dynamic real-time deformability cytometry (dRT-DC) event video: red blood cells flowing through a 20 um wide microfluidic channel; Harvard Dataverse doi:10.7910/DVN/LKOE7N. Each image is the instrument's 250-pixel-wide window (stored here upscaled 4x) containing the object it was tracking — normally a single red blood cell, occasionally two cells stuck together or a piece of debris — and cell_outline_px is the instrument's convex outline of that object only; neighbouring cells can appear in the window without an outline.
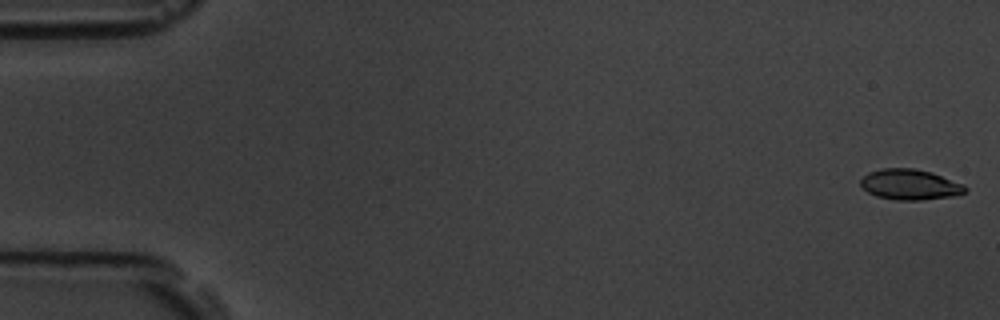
{"species": "common noctule bat (a hibernating species)", "species_latin": "Nyctalus noctula", "temperature_condition": "room temperature", "stored_images_in_passage": 8, "camera_frame_rate_fps": 3000, "um_per_image_px": 0.085, "animal": {"sex": "male", "body_mass_g": 19.5, "forearm_length_mm": 54.6}, "frame": {"image": 1, "passage_image": 1, "time_ms": 0.0, "image_size_px": [1000, 320], "cell_outline_px": [[968, 188], [964, 192], [956, 196], [920, 200], [896, 200], [876, 196], [868, 192], [860, 184], [860, 180], [868, 172], [884, 168], [912, 168], [932, 172], [964, 184]], "centroid_in_image_um": [77.36, 15.69], "position_along_channel_um": 7.6, "area_um2": 18.67}}
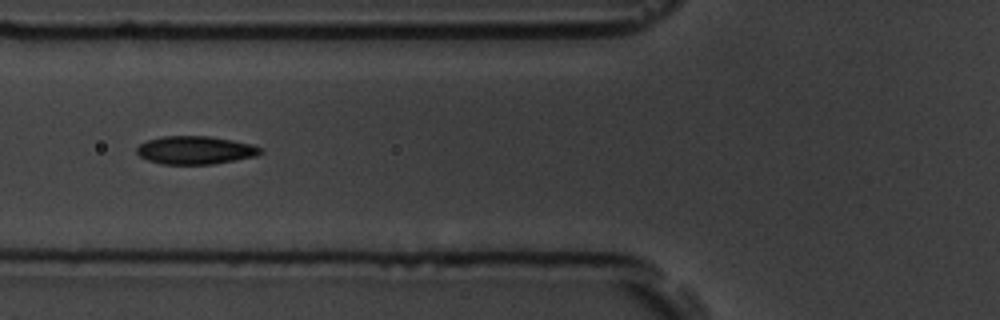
{"frame": {"image": 2, "passage_image": 7, "time_ms": 7.0, "image_size_px": [1000, 320], "cell_outline_px": [[264, 152], [256, 156], [212, 164], [160, 164], [148, 160], [140, 156], [136, 152], [136, 148], [140, 144], [148, 140], [164, 136], [208, 136], [232, 140], [252, 144], [264, 148]], "centroid_in_image_um": [16.62, 12.76], "position_along_channel_um": 109.2, "area_um2": 20.29}}
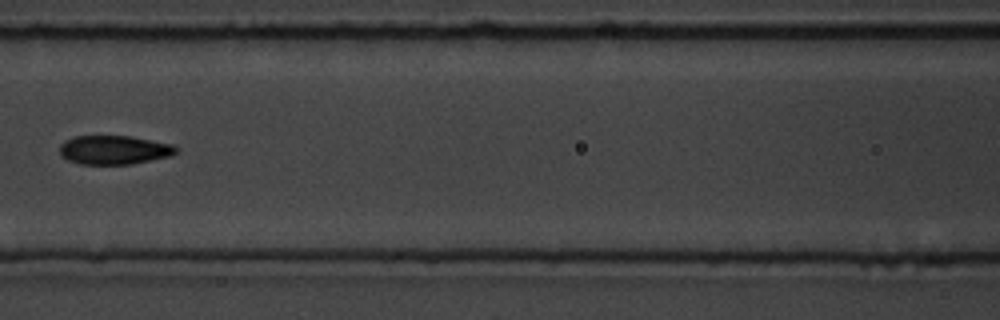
{"frame": {"image": 3, "passage_image": 8, "time_ms": 8.333, "image_size_px": [1000, 320], "cell_outline_px": [[180, 148], [172, 156], [132, 164], [80, 164], [68, 160], [60, 152], [60, 144], [64, 140], [76, 136], [132, 136], [172, 144]], "centroid_in_image_um": [9.74, 12.74], "position_along_channel_um": 156.9, "area_um2": 19.71}}